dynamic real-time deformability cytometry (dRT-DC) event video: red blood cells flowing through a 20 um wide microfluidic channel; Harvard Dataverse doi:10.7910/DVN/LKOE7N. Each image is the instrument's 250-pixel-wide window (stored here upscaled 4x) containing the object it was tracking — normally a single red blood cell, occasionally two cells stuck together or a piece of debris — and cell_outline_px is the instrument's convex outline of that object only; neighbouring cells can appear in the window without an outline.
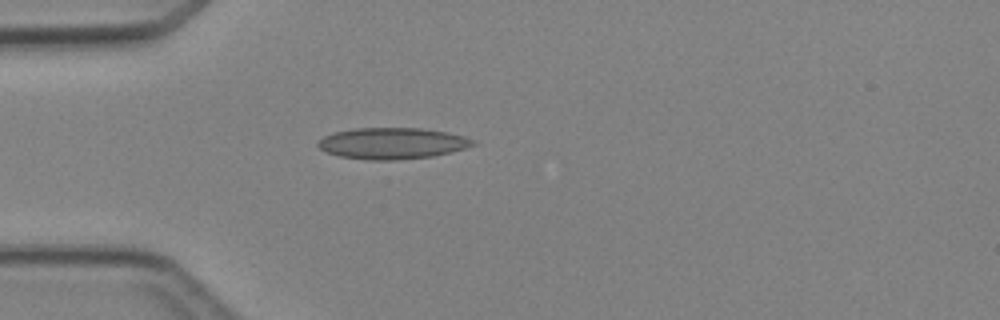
{"species": "Egyptian fruit bat (a non-hibernating species)", "species_latin": "Rousettus aegyptiacus", "temperature_condition": "cold", "stored_images_in_passage": 2, "camera_frame_rate_fps": 3000, "um_per_image_px": 0.085, "animal": {"sex": "female"}, "frame": {"image": 1, "passage_image": 2, "time_ms": 1.333, "image_size_px": [1000, 320], "cell_outline_px": [[476, 144], [452, 152], [432, 156], [396, 160], [368, 160], [340, 156], [328, 152], [320, 148], [316, 144], [324, 136], [336, 132], [356, 128], [420, 128], [444, 132], [464, 136], [472, 140]], "centroid_in_image_um": [33.33, 12.19], "position_along_channel_um": 51.7, "area_um2": 27.92}}